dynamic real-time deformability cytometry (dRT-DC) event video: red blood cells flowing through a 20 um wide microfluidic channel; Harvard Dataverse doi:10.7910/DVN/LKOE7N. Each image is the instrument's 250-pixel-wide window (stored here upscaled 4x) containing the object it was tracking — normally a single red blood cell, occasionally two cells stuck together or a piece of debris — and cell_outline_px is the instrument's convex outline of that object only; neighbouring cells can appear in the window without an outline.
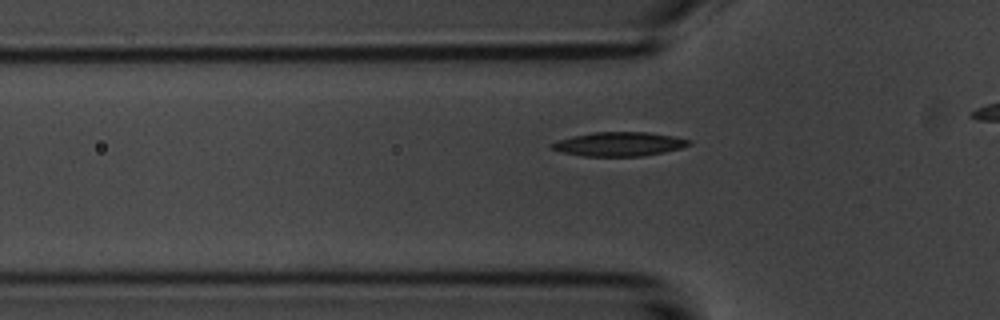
{"species": "common noctule bat (a hibernating species)", "species_latin": "Nyctalus noctula", "temperature_condition": "room temperature", "stored_images_in_passage": 34, "camera_frame_rate_fps": 3000, "um_per_image_px": 0.085, "animal": {"sex": "male", "body_mass_g": 20.1, "forearm_length_mm": 53.5}, "frame": {"image": 1, "passage_image": 7, "time_ms": 2.0, "image_size_px": [1000, 320], "cell_outline_px": [[692, 144], [680, 148], [664, 152], [644, 156], [580, 156], [560, 152], [548, 148], [548, 144], [556, 140], [572, 136], [592, 132], [648, 132], [672, 136], [692, 140]], "centroid_in_image_um": [52.55, 12.25], "position_along_channel_um": 73.2, "area_um2": 19.54}}
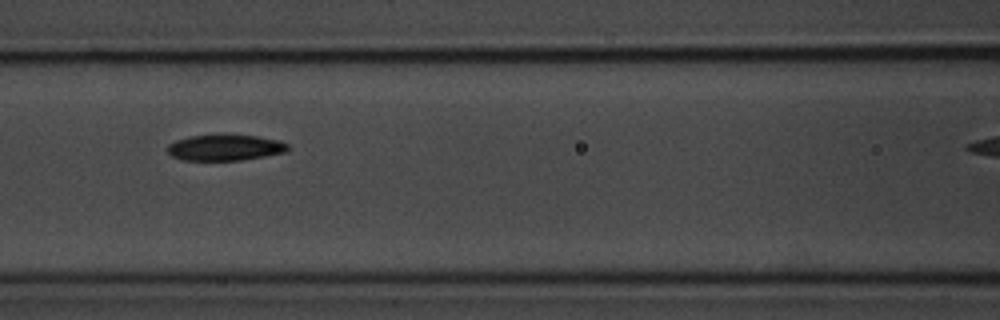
{"frame": {"image": 2, "passage_image": 13, "time_ms": 4.0, "image_size_px": [1000, 320], "cell_outline_px": [[292, 148], [288, 152], [240, 160], [184, 160], [172, 156], [168, 152], [168, 144], [176, 140], [188, 136], [220, 132], [256, 136], [280, 140], [288, 144]], "centroid_in_image_um": [19.16, 12.5], "position_along_channel_um": 147.4, "area_um2": 18.96}}
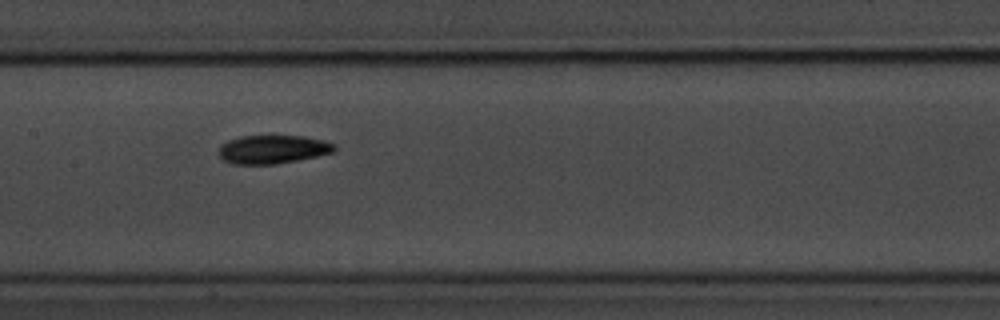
{"frame": {"image": 3, "passage_image": 16, "time_ms": 5.0, "image_size_px": [1000, 320], "cell_outline_px": [[336, 152], [276, 164], [232, 164], [224, 160], [216, 152], [220, 144], [228, 140], [240, 136], [304, 136], [324, 140], [336, 144]], "centroid_in_image_um": [23.17, 12.69], "position_along_channel_um": 184.2, "area_um2": 19.42}}